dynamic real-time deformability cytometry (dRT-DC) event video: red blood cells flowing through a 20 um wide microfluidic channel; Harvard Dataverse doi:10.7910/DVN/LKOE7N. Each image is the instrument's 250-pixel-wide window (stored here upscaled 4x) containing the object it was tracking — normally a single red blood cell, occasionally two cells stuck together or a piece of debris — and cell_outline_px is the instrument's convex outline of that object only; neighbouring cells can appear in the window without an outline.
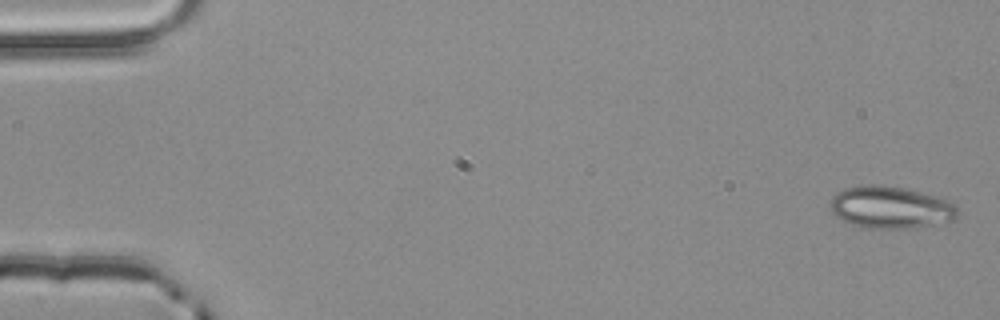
{"species": "common noctule bat (a hibernating species)", "species_latin": "Nyctalus noctula", "temperature_condition": "room temperature", "stored_images_in_passage": 3, "camera_frame_rate_fps": 3000, "um_per_image_px": 0.085, "animal": {"sex": "male", "body_mass_g": 20.4}, "frame": {"image": 1, "passage_image": 1, "time_ms": 0.0, "image_size_px": [1000, 320], "cell_outline_px": [[960, 212], [952, 220], [908, 228], [864, 228], [840, 220], [832, 212], [832, 196], [836, 192], [844, 188], [872, 184], [884, 184], [904, 188], [932, 196], [956, 204]], "centroid_in_image_um": [75.66, 17.62], "position_along_channel_um": 9.3, "area_um2": 30.92}}